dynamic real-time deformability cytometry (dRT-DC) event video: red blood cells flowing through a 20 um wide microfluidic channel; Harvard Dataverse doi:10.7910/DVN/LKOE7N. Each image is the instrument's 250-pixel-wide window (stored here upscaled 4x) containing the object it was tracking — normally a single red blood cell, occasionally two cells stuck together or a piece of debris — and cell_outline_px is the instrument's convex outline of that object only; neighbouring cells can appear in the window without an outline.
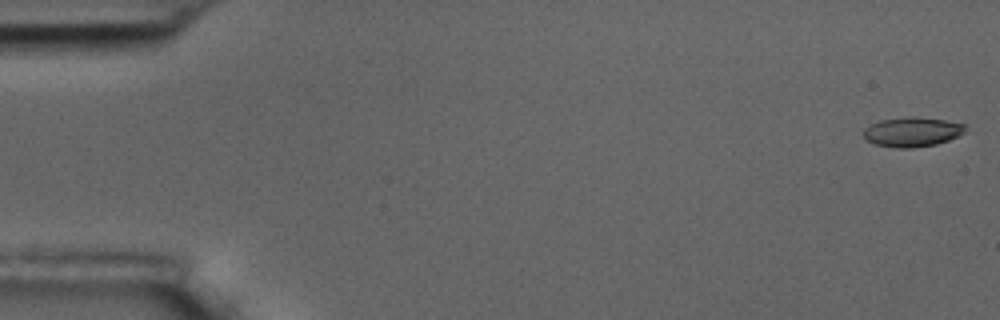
{"species": "common noctule bat (a hibernating species)", "species_latin": "Nyctalus noctula", "temperature_condition": "room temperature", "stored_images_in_passage": 9, "camera_frame_rate_fps": 3000, "um_per_image_px": 0.085, "animal": {"sex": "male", "body_mass_g": 17.5, "forearm_length_mm": 52.3}, "frame": {"image": 1, "passage_image": 1, "time_ms": 0.0, "image_size_px": [1000, 320], "cell_outline_px": [[968, 124], [964, 132], [960, 136], [936, 144], [912, 148], [896, 148], [876, 144], [868, 140], [864, 136], [864, 128], [880, 120], [908, 116], [916, 116], [944, 120]], "centroid_in_image_um": [77.58, 11.2], "position_along_channel_um": 7.4, "area_um2": 17.63}}